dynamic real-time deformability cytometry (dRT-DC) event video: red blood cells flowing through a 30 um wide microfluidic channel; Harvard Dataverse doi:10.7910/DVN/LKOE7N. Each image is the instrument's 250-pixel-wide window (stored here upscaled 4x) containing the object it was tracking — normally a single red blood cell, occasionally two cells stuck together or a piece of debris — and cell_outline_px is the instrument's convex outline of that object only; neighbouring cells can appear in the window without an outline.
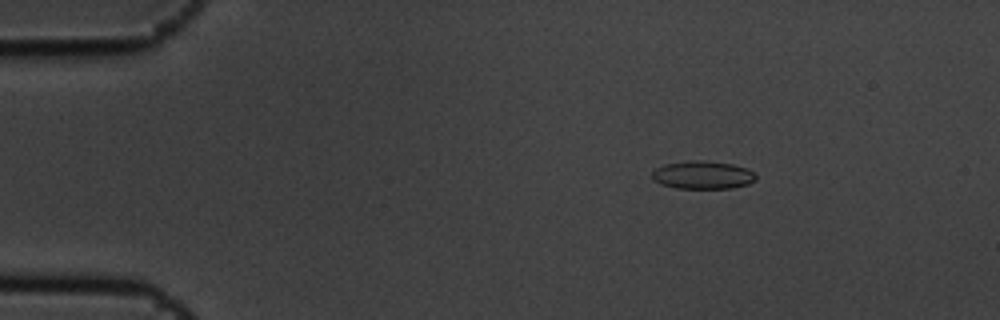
{"species": "common noctule bat (a hibernating species)", "species_latin": "Nyctalus noctula", "temperature_condition": "cold", "stored_images_in_passage": 4, "camera_frame_rate_fps": 3000, "um_per_image_px": 0.085, "animal": {"sex": "male", "body_mass_g": 19.5, "forearm_length_mm": 54.6}, "frame": {"image": 1, "passage_image": 1, "time_ms": 0.0, "image_size_px": [1000, 320], "cell_outline_px": [[756, 180], [748, 184], [732, 188], [676, 188], [660, 184], [652, 180], [652, 172], [656, 168], [664, 164], [688, 160], [700, 160], [732, 164], [748, 168], [756, 176]], "centroid_in_image_um": [59.71, 14.87], "position_along_channel_um": 25.3, "area_um2": 17.05}}